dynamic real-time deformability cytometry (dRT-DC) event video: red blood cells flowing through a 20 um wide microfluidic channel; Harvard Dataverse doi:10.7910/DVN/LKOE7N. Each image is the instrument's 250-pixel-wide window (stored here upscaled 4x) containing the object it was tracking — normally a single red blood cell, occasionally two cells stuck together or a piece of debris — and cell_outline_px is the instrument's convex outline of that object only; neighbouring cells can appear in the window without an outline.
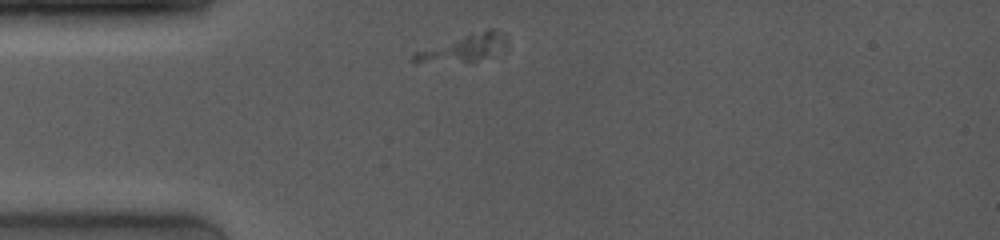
{"species": "common noctule bat (a hibernating species)", "species_latin": "Nyctalus noctula", "temperature_condition": "room temperature", "stored_images_in_passage": 24, "camera_frame_rate_fps": 4000, "um_per_image_px": 0.085, "animal": {"sex": "female", "body_mass_g": 19.0, "forearm_length_mm": 53.3}, "frame": {"image": 1, "passage_image": 1, "time_ms": 0.0, "image_size_px": [1000, 240], "cell_outline_px": [[508, 36], [504, 44], [484, 56], [476, 60], [416, 64], [412, 64], [408, 60], [412, 52], [488, 28], [504, 32]], "centroid_in_image_um": [39.2, 4.09], "position_along_channel_um": 45.8, "area_um2": 14.22}}
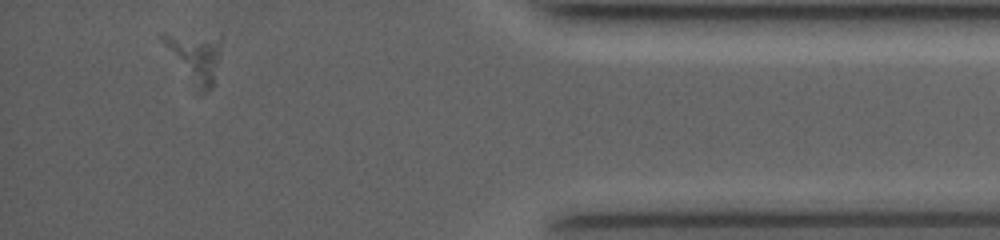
{"frame": {"image": 2, "passage_image": 22, "time_ms": 10.5, "image_size_px": [1000, 240], "cell_outline_px": [[220, 40], [212, 88], [204, 96], [200, 96], [160, 40], [160, 32], [164, 32]], "centroid_in_image_um": [16.48, 4.95], "position_along_channel_um": 418.7, "area_um2": 15.95}}